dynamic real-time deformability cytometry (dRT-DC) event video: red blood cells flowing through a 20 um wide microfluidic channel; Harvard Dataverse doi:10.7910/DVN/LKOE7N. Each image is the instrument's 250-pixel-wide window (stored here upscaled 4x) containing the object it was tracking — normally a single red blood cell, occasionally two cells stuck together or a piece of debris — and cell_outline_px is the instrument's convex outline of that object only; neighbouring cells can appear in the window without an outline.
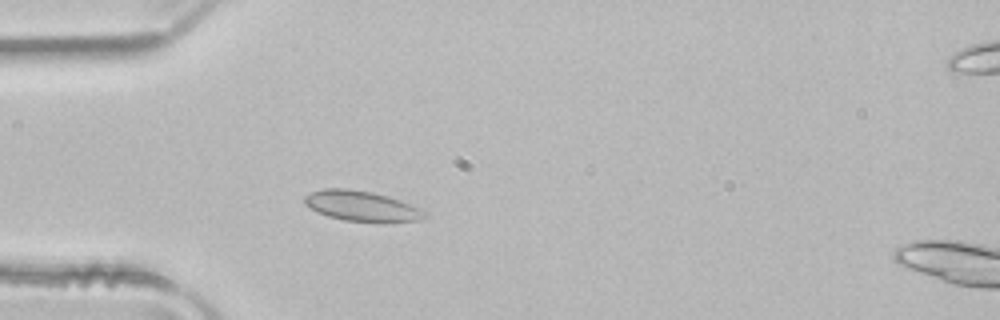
{"species": "common noctule bat (a hibernating species)", "species_latin": "Nyctalus noctula", "temperature_condition": "room temperature", "stored_images_in_passage": 2, "camera_frame_rate_fps": 3000, "um_per_image_px": 0.085, "animal": {"sex": "male", "body_mass_g": 21.5, "forearm_length_mm": 52.0}, "frame": {"image": 1, "passage_image": 1, "time_ms": 0.0, "image_size_px": [1000, 320], "cell_outline_px": [[428, 216], [420, 220], [344, 220], [328, 216], [316, 212], [304, 204], [304, 196], [312, 192], [324, 188], [348, 188], [372, 192], [388, 196], [400, 200], [420, 208]], "centroid_in_image_um": [30.67, 17.47], "position_along_channel_um": 54.3, "area_um2": 20.63}}